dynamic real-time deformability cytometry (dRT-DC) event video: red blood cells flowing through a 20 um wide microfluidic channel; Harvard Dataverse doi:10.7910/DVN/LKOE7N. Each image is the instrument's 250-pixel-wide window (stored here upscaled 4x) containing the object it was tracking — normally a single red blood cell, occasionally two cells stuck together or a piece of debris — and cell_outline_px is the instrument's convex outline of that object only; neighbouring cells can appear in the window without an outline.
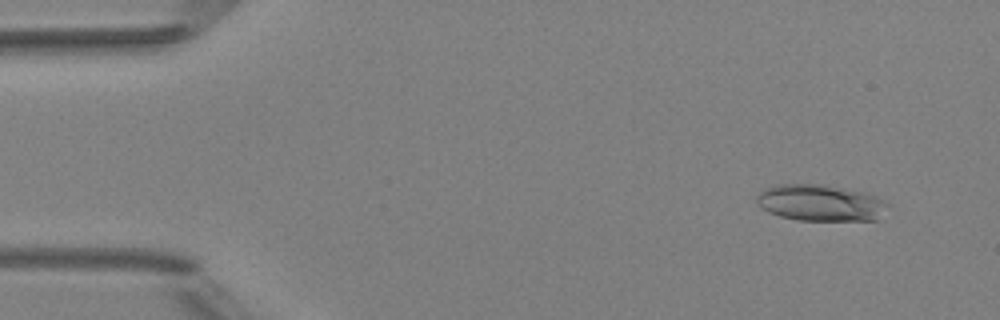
{"species": "Egyptian fruit bat (a non-hibernating species)", "species_latin": "Rousettus aegyptiacus", "temperature_condition": "room temperature", "stored_images_in_passage": 4, "camera_frame_rate_fps": 3000, "um_per_image_px": 0.085, "animal": {"sex": "female"}, "frame": {"image": 1, "passage_image": 1, "time_ms": 0.0, "image_size_px": [1000, 320], "cell_outline_px": [[888, 204], [876, 220], [796, 220], [780, 216], [768, 212], [760, 208], [756, 204], [756, 196], [764, 188], [776, 184], [824, 184], [844, 188], [860, 192], [884, 200]], "centroid_in_image_um": [69.63, 17.24], "position_along_channel_um": 15.4, "area_um2": 27.69}}
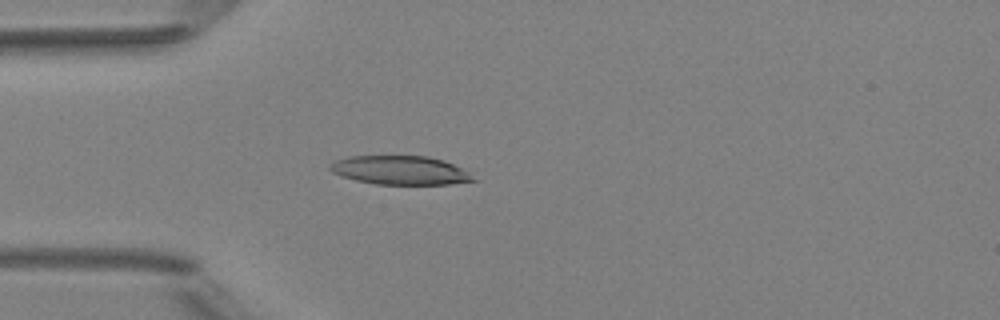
{"frame": {"image": 2, "passage_image": 4, "time_ms": 3.333, "image_size_px": [1000, 320], "cell_outline_px": [[480, 180], [448, 184], [376, 184], [356, 180], [332, 172], [328, 168], [328, 164], [336, 160], [348, 156], [428, 156], [444, 160], [468, 172]], "centroid_in_image_um": [34.02, 14.47], "position_along_channel_um": 51.0, "area_um2": 23.99}}